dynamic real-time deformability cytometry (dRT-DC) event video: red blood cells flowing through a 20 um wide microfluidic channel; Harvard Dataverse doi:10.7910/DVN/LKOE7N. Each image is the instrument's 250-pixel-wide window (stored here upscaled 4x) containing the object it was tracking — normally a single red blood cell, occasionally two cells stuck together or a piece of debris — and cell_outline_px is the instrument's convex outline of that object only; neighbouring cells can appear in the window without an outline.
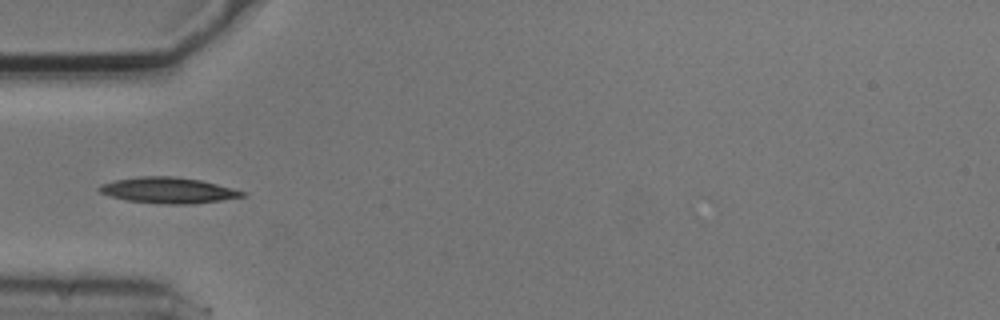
{"species": "common noctule bat (a hibernating species)", "species_latin": "Nyctalus noctula", "temperature_condition": "cold", "stored_images_in_passage": 1, "camera_frame_rate_fps": 3000, "um_per_image_px": 0.085, "animal": {"sex": "male", "body_mass_g": 20.5, "forearm_length_mm": 52.5}, "frame": {"image": 1, "passage_image": 1, "time_ms": 0.0, "image_size_px": [1000, 320], "cell_outline_px": [[248, 196], [220, 200], [188, 204], [168, 204], [128, 200], [112, 196], [100, 192], [96, 188], [100, 184], [116, 180], [140, 176], [172, 176], [200, 180], [248, 192]], "centroid_in_image_um": [14.33, 16.17], "position_along_channel_um": 70.7, "area_um2": 21.33}}